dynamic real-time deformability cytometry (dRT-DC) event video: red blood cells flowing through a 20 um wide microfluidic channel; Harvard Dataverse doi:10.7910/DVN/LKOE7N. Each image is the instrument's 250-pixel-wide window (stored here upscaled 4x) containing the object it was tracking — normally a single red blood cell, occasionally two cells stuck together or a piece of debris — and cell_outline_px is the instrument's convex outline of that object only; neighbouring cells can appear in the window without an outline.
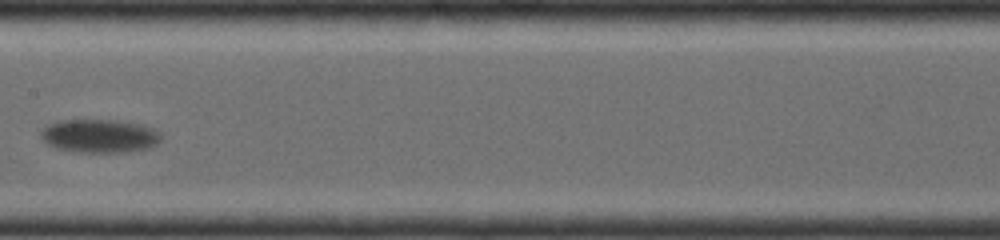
{"species": "common noctule bat (a hibernating species)", "species_latin": "Nyctalus noctula", "temperature_condition": "room temperature", "stored_images_in_passage": 26, "camera_frame_rate_fps": 4000, "um_per_image_px": 0.085, "animal": {"sex": "female", "body_mass_g": 19.0, "forearm_length_mm": 56.7}, "frame": {"image": 1, "passage_image": 8, "time_ms": 4.75, "image_size_px": [1000, 240], "cell_outline_px": [[160, 140], [156, 144], [148, 148], [124, 152], [76, 152], [56, 148], [48, 144], [40, 136], [40, 132], [48, 124], [60, 120], [116, 120], [144, 124], [160, 132]], "centroid_in_image_um": [8.46, 11.55], "position_along_channel_um": 198.9, "area_um2": 23.47}}
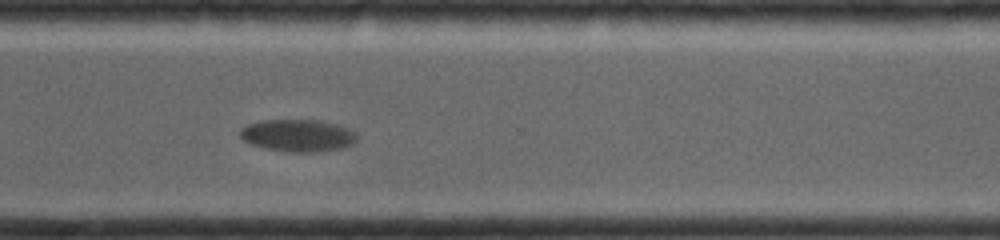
{"frame": {"image": 2, "passage_image": 19, "time_ms": 8.5, "image_size_px": [1000, 240], "cell_outline_px": [[356, 140], [352, 144], [344, 148], [316, 152], [292, 152], [268, 148], [252, 144], [244, 140], [240, 136], [240, 128], [248, 124], [264, 120], [320, 120], [336, 124], [348, 128], [356, 132]], "centroid_in_image_um": [25.35, 11.51], "position_along_channel_um": 345.3, "area_um2": 21.85}}